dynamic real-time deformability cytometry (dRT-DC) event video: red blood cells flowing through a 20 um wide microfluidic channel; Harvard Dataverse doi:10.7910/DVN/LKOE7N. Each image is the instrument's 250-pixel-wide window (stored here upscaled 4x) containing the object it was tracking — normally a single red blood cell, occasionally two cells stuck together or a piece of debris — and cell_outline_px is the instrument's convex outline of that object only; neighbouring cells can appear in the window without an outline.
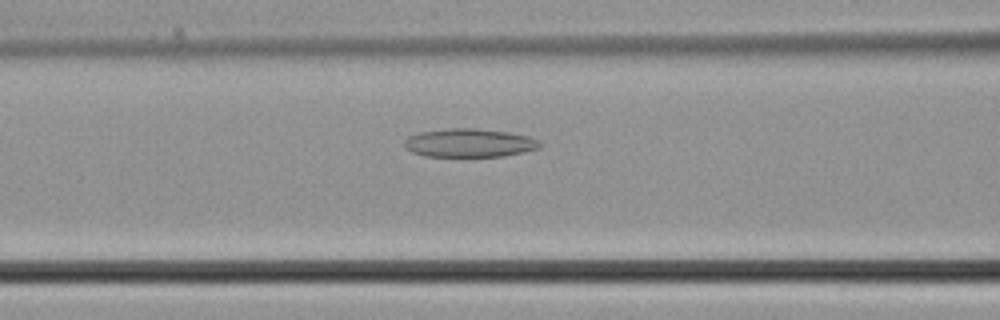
{"species": "common noctule bat (a hibernating species)", "species_latin": "Nyctalus noctula", "temperature_condition": "cold", "stored_images_in_passage": 16, "camera_frame_rate_fps": 3000, "um_per_image_px": 0.085, "animal": {"sex": "male", "body_mass_g": 21.5, "forearm_length_mm": 52.0}, "frame": {"image": 1, "passage_image": 12, "time_ms": 3.667, "image_size_px": [1000, 320], "cell_outline_px": [[540, 148], [504, 156], [424, 156], [412, 152], [404, 148], [404, 140], [408, 136], [420, 132], [448, 128], [476, 128], [508, 132], [528, 136], [540, 140]], "centroid_in_image_um": [39.87, 12.14], "position_along_channel_um": 126.7, "area_um2": 22.54}}
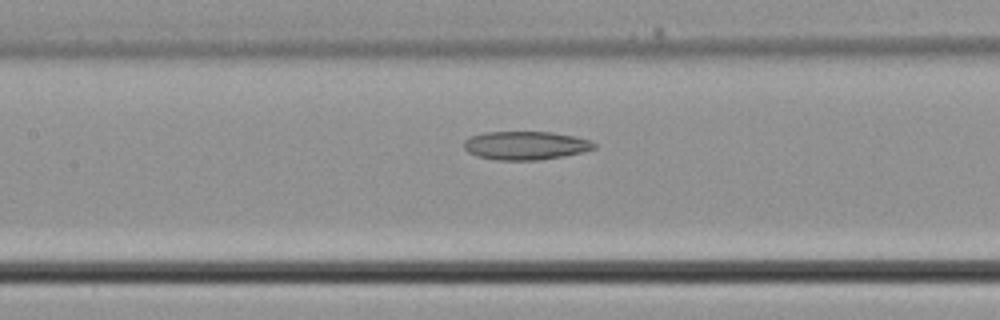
{"frame": {"image": 2, "passage_image": 14, "time_ms": 4.333, "image_size_px": [1000, 320], "cell_outline_px": [[596, 148], [584, 152], [564, 156], [540, 160], [496, 160], [476, 156], [468, 152], [464, 148], [464, 140], [468, 136], [484, 132], [552, 132], [576, 136], [592, 140], [596, 144]], "centroid_in_image_um": [44.69, 12.36], "position_along_channel_um": 162.7, "area_um2": 21.96}}